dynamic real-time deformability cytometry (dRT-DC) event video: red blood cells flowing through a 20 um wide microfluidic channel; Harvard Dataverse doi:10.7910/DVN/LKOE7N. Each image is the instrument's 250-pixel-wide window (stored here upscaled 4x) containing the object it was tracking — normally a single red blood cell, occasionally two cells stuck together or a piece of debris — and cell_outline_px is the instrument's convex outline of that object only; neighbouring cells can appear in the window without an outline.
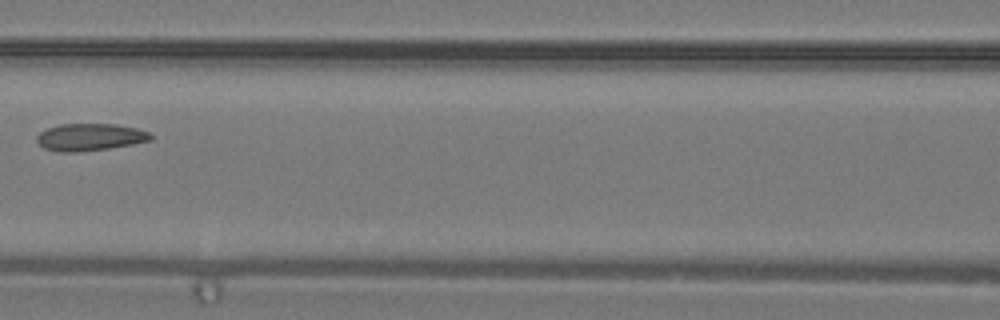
{"species": "common noctule bat (a hibernating species)", "species_latin": "Nyctalus noctula", "temperature_condition": "warm", "stored_images_in_passage": 5, "camera_frame_rate_fps": 3000, "um_per_image_px": 0.085, "animal": {"sex": "male", "body_mass_g": 19.2, "forearm_length_mm": 51.8}, "frame": {"image": 1, "passage_image": 5, "time_ms": 1.333, "image_size_px": [1000, 320], "cell_outline_px": [[152, 140], [132, 144], [108, 148], [76, 152], [60, 152], [44, 148], [36, 140], [36, 136], [40, 132], [48, 128], [60, 124], [116, 124], [136, 128], [152, 132]], "centroid_in_image_um": [7.66, 11.65], "position_along_channel_um": 158.9, "area_um2": 18.03}}